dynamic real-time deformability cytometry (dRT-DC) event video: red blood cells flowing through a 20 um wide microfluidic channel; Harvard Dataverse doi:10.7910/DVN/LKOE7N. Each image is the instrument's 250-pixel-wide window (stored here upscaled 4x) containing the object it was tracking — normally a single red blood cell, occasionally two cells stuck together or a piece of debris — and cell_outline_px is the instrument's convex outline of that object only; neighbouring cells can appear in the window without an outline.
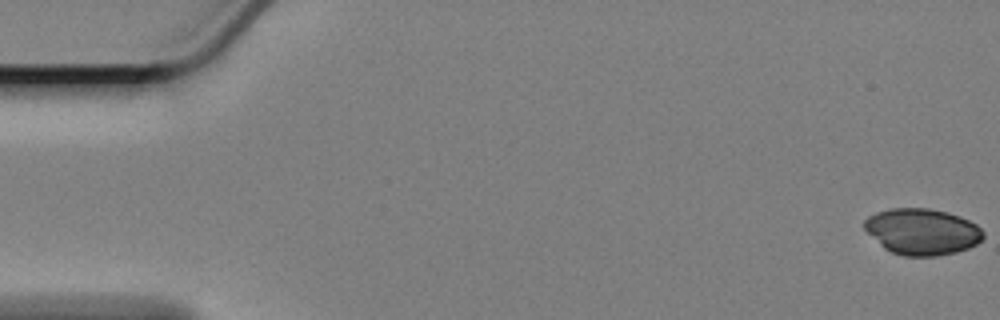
{"species": "Egyptian fruit bat (a non-hibernating species)", "species_latin": "Rousettus aegyptiacus", "temperature_condition": "cold", "stored_images_in_passage": 11, "camera_frame_rate_fps": 3000, "um_per_image_px": 0.085, "animal": {"sex": "female"}, "frame": {"image": 1, "passage_image": 1, "time_ms": 0.0, "image_size_px": [1000, 320], "cell_outline_px": [[984, 236], [976, 244], [968, 248], [956, 252], [936, 256], [904, 256], [892, 252], [884, 248], [864, 228], [864, 220], [868, 216], [876, 212], [892, 208], [928, 208], [960, 216], [976, 224], [984, 232]], "centroid_in_image_um": [78.38, 19.69], "position_along_channel_um": 6.6, "area_um2": 31.85}}